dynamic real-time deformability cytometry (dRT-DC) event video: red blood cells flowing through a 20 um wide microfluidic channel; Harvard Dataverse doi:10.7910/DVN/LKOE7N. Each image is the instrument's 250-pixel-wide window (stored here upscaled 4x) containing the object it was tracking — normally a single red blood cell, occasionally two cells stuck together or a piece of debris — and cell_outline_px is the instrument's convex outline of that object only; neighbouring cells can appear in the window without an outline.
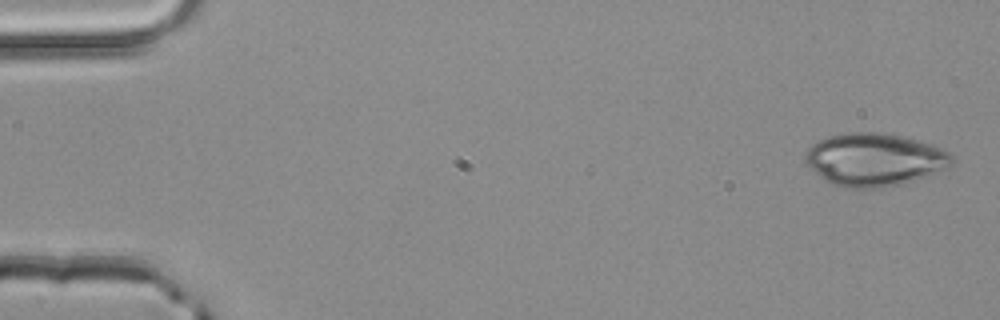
{"species": "common noctule bat (a hibernating species)", "species_latin": "Nyctalus noctula", "temperature_condition": "room temperature", "stored_images_in_passage": 4, "camera_frame_rate_fps": 3000, "um_per_image_px": 0.085, "animal": {"sex": "male", "body_mass_g": 20.4}, "frame": {"image": 1, "passage_image": 1, "time_ms": 0.0, "image_size_px": [1000, 320], "cell_outline_px": [[956, 160], [948, 168], [916, 180], [904, 184], [884, 188], [848, 188], [832, 184], [820, 176], [804, 160], [808, 148], [812, 144], [828, 136], [848, 132], [880, 132], [920, 140], [932, 144], [948, 152]], "centroid_in_image_um": [74.37, 13.57], "position_along_channel_um": 10.6, "area_um2": 45.32}}